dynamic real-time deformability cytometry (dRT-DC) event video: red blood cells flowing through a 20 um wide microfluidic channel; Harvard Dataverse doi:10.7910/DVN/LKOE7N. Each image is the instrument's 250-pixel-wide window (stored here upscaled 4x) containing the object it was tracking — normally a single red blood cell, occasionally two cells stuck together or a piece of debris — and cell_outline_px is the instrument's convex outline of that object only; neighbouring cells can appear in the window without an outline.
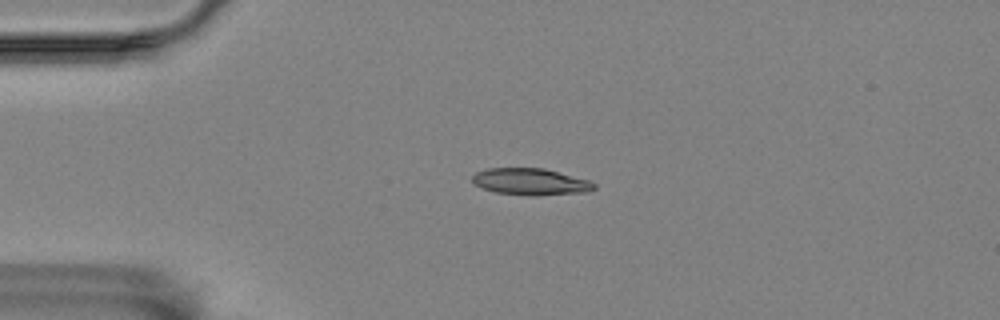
{"species": "Egyptian fruit bat (a non-hibernating species)", "species_latin": "Rousettus aegyptiacus", "temperature_condition": "room temperature", "stored_images_in_passage": 22, "camera_frame_rate_fps": 3000, "um_per_image_px": 0.085, "animal": {"sex": "female"}, "frame": {"image": 1, "passage_image": 1, "time_ms": 0.0, "image_size_px": [1000, 320], "cell_outline_px": [[596, 188], [588, 192], [536, 196], [528, 196], [496, 192], [484, 188], [476, 184], [472, 180], [472, 176], [476, 172], [488, 168], [544, 168], [588, 180], [596, 184]], "centroid_in_image_um": [45.13, 15.45], "position_along_channel_um": 39.9, "area_um2": 18.96}}
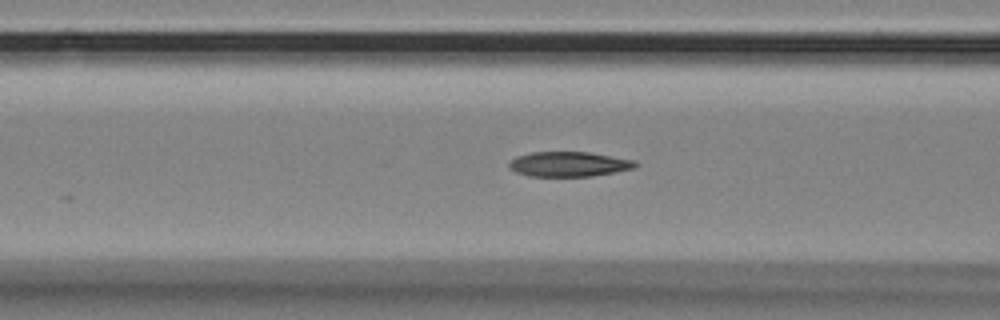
{"frame": {"image": 2, "passage_image": 10, "time_ms": 3.0, "image_size_px": [1000, 320], "cell_outline_px": [[640, 164], [636, 168], [592, 176], [528, 176], [516, 172], [508, 164], [516, 156], [532, 152], [588, 152], [632, 160]], "centroid_in_image_um": [48.37, 13.95], "position_along_channel_um": 118.2, "area_um2": 18.15}}
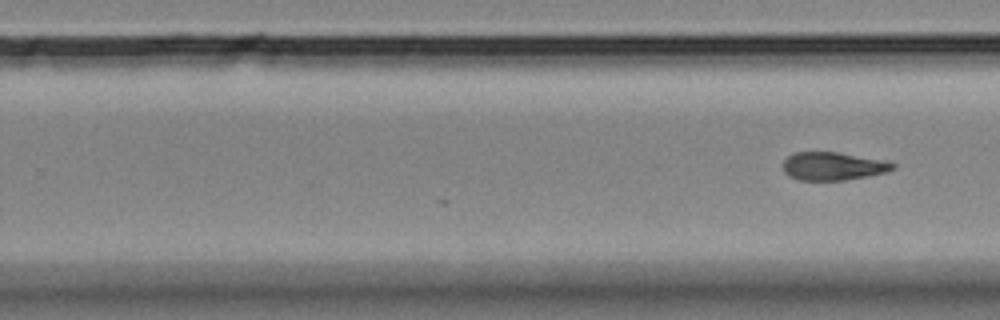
{"frame": {"image": 3, "passage_image": 22, "time_ms": 7.0, "image_size_px": [1000, 320], "cell_outline_px": [[896, 168], [884, 172], [868, 176], [844, 180], [800, 180], [788, 176], [784, 172], [784, 160], [788, 156], [796, 152], [836, 152], [888, 160], [896, 164]], "centroid_in_image_um": [70.84, 14.12], "position_along_channel_um": 259.0, "area_um2": 18.03}}